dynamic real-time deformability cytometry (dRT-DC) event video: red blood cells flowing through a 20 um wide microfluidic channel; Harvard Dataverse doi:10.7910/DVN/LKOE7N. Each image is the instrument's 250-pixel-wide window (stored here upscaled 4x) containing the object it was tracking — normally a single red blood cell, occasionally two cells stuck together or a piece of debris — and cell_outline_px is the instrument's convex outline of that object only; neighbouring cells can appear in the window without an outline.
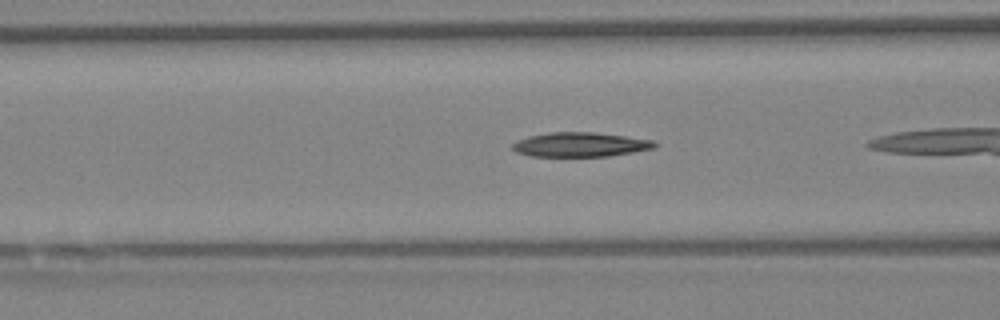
{"species": "Egyptian fruit bat (a non-hibernating species)", "species_latin": "Rousettus aegyptiacus", "temperature_condition": "warm", "stored_images_in_passage": 9, "camera_frame_rate_fps": 3000, "um_per_image_px": 0.085, "animal": {"sex": "female"}, "frame": {"image": 1, "passage_image": 4, "time_ms": 1.0, "image_size_px": [1000, 320], "cell_outline_px": [[660, 144], [656, 148], [608, 156], [532, 156], [516, 152], [512, 148], [512, 144], [516, 140], [528, 136], [548, 132], [592, 132], [624, 136], [652, 140]], "centroid_in_image_um": [49.32, 12.28], "position_along_channel_um": 117.3, "area_um2": 20.23}}
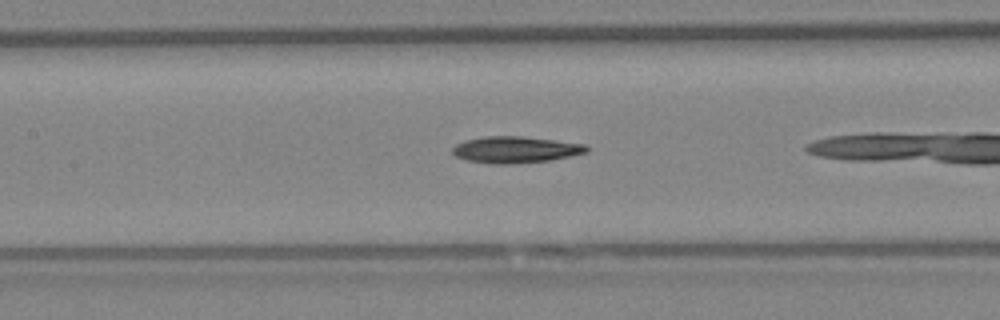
{"frame": {"image": 2, "passage_image": 8, "time_ms": 2.333, "image_size_px": [1000, 320], "cell_outline_px": [[588, 152], [552, 160], [508, 164], [488, 164], [468, 160], [456, 156], [452, 152], [452, 148], [456, 144], [464, 140], [484, 136], [524, 136], [588, 144]], "centroid_in_image_um": [43.83, 12.71], "position_along_channel_um": 163.6, "area_um2": 20.92}}